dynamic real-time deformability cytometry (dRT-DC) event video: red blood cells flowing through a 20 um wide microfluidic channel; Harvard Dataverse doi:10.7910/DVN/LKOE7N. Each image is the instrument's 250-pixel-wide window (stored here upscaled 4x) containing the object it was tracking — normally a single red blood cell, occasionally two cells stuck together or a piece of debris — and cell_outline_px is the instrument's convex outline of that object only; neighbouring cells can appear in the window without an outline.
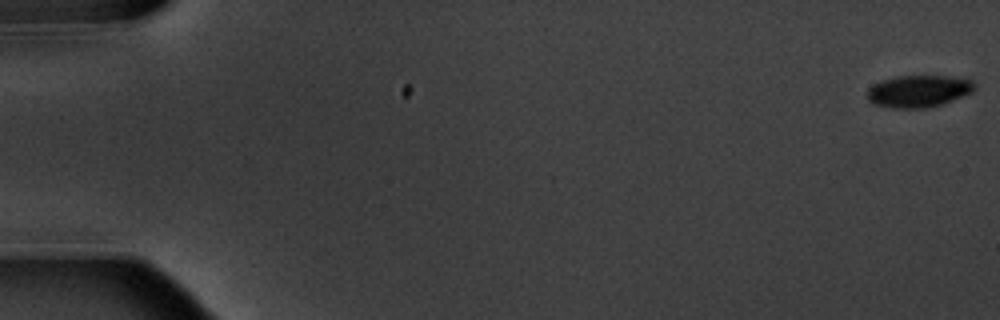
{"species": "common noctule bat (a hibernating species)", "species_latin": "Nyctalus noctula", "temperature_condition": "warm", "stored_images_in_passage": 7, "camera_frame_rate_fps": 3000, "um_per_image_px": 0.085, "animal": {"sex": "male", "body_mass_g": 20.1, "forearm_length_mm": 53.5}, "frame": {"image": 1, "passage_image": 1, "time_ms": 0.0, "image_size_px": [1000, 320], "cell_outline_px": [[976, 88], [972, 92], [944, 104], [924, 108], [892, 108], [872, 104], [868, 100], [868, 88], [872, 84], [880, 80], [896, 76], [944, 76], [972, 80], [976, 84]], "centroid_in_image_um": [78.06, 7.75], "position_along_channel_um": 6.9, "area_um2": 20.23}}
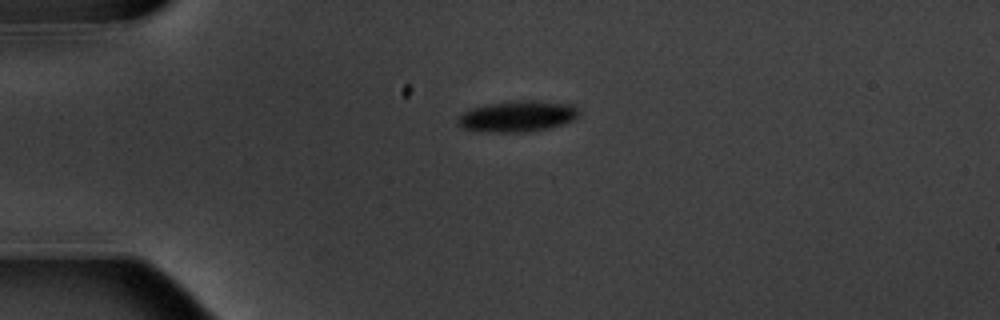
{"frame": {"image": 2, "passage_image": 5, "time_ms": 4.667, "image_size_px": [1000, 320], "cell_outline_px": [[580, 112], [576, 120], [548, 128], [524, 132], [488, 132], [460, 128], [456, 124], [456, 120], [468, 108], [488, 104], [516, 100], [536, 100], [576, 104], [580, 108]], "centroid_in_image_um": [44.02, 9.87], "position_along_channel_um": 41.0, "area_um2": 22.43}}